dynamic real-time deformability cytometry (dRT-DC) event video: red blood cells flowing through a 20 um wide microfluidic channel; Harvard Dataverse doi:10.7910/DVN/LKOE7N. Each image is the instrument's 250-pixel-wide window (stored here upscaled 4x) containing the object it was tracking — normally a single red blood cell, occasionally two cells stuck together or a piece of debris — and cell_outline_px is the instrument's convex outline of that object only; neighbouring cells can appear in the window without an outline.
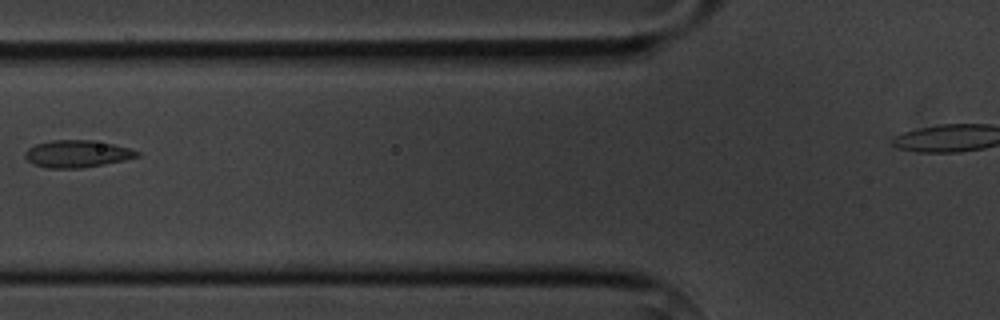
{"species": "common noctule bat (a hibernating species)", "species_latin": "Nyctalus noctula", "temperature_condition": "cold", "stored_images_in_passage": 5, "camera_frame_rate_fps": 3000, "um_per_image_px": 0.085, "animal": {"sex": "male", "body_mass_g": 20.1, "forearm_length_mm": 53.5}, "frame": {"image": 1, "passage_image": 4, "time_ms": 3.667, "image_size_px": [1000, 320], "cell_outline_px": [[140, 156], [124, 160], [104, 164], [80, 168], [48, 168], [32, 164], [24, 156], [24, 152], [28, 148], [36, 144], [52, 140], [92, 140], [112, 144], [128, 148], [140, 152]], "centroid_in_image_um": [6.53, 13.07], "position_along_channel_um": 119.3, "area_um2": 17.69}}
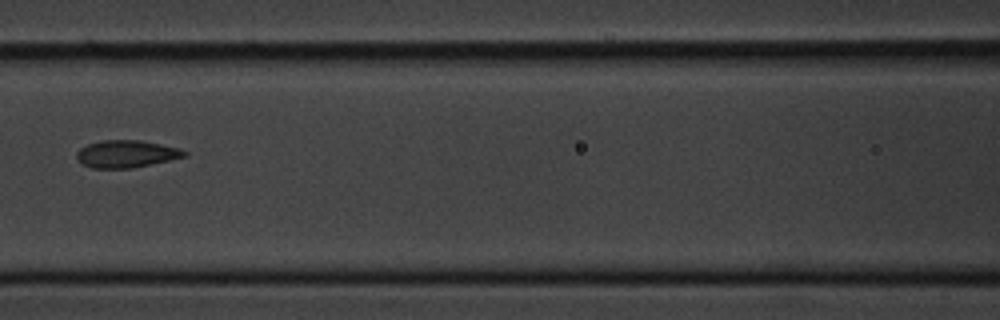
{"frame": {"image": 2, "passage_image": 5, "time_ms": 4.667, "image_size_px": [1000, 320], "cell_outline_px": [[188, 156], [132, 168], [92, 168], [76, 160], [76, 152], [80, 148], [88, 144], [100, 140], [140, 140], [180, 148], [188, 152]], "centroid_in_image_um": [10.74, 13.08], "position_along_channel_um": 155.9, "area_um2": 17.22}}